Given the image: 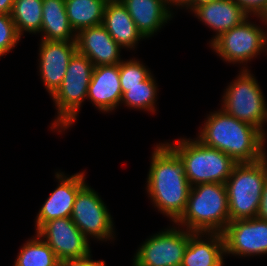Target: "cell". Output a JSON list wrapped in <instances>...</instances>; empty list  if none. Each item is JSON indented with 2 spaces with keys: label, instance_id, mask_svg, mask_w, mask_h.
Here are the masks:
<instances>
[{
  "label": "cell",
  "instance_id": "1",
  "mask_svg": "<svg viewBox=\"0 0 267 266\" xmlns=\"http://www.w3.org/2000/svg\"><path fill=\"white\" fill-rule=\"evenodd\" d=\"M147 178V192L152 202L175 223L186 208L191 185L184 164L167 144L156 145Z\"/></svg>",
  "mask_w": 267,
  "mask_h": 266
},
{
  "label": "cell",
  "instance_id": "2",
  "mask_svg": "<svg viewBox=\"0 0 267 266\" xmlns=\"http://www.w3.org/2000/svg\"><path fill=\"white\" fill-rule=\"evenodd\" d=\"M265 138L257 128L221 109L207 117L197 137L201 143L224 152L236 163L256 162L265 157Z\"/></svg>",
  "mask_w": 267,
  "mask_h": 266
},
{
  "label": "cell",
  "instance_id": "3",
  "mask_svg": "<svg viewBox=\"0 0 267 266\" xmlns=\"http://www.w3.org/2000/svg\"><path fill=\"white\" fill-rule=\"evenodd\" d=\"M229 222L226 185L205 183L191 186L185 211L175 223L192 232L222 233Z\"/></svg>",
  "mask_w": 267,
  "mask_h": 266
},
{
  "label": "cell",
  "instance_id": "4",
  "mask_svg": "<svg viewBox=\"0 0 267 266\" xmlns=\"http://www.w3.org/2000/svg\"><path fill=\"white\" fill-rule=\"evenodd\" d=\"M267 177V155L251 163H237L225 185L230 221L256 218Z\"/></svg>",
  "mask_w": 267,
  "mask_h": 266
},
{
  "label": "cell",
  "instance_id": "5",
  "mask_svg": "<svg viewBox=\"0 0 267 266\" xmlns=\"http://www.w3.org/2000/svg\"><path fill=\"white\" fill-rule=\"evenodd\" d=\"M167 144L184 164L185 174L191 186L205 183L225 184L237 164L224 152L204 145L197 138H180L175 144Z\"/></svg>",
  "mask_w": 267,
  "mask_h": 266
},
{
  "label": "cell",
  "instance_id": "6",
  "mask_svg": "<svg viewBox=\"0 0 267 266\" xmlns=\"http://www.w3.org/2000/svg\"><path fill=\"white\" fill-rule=\"evenodd\" d=\"M93 69L94 64L87 56L78 51L72 56L61 86L52 95L58 110L52 129L65 130L75 122L82 102L87 99Z\"/></svg>",
  "mask_w": 267,
  "mask_h": 266
},
{
  "label": "cell",
  "instance_id": "7",
  "mask_svg": "<svg viewBox=\"0 0 267 266\" xmlns=\"http://www.w3.org/2000/svg\"><path fill=\"white\" fill-rule=\"evenodd\" d=\"M223 98L221 109L225 113L257 128L266 137L262 127L267 122V104L257 80L248 69H242L237 79L226 88Z\"/></svg>",
  "mask_w": 267,
  "mask_h": 266
},
{
  "label": "cell",
  "instance_id": "8",
  "mask_svg": "<svg viewBox=\"0 0 267 266\" xmlns=\"http://www.w3.org/2000/svg\"><path fill=\"white\" fill-rule=\"evenodd\" d=\"M210 44L226 62L247 63L267 48V33L246 18L238 26L221 33Z\"/></svg>",
  "mask_w": 267,
  "mask_h": 266
},
{
  "label": "cell",
  "instance_id": "9",
  "mask_svg": "<svg viewBox=\"0 0 267 266\" xmlns=\"http://www.w3.org/2000/svg\"><path fill=\"white\" fill-rule=\"evenodd\" d=\"M192 233L176 227L151 236L137 250L133 266H181Z\"/></svg>",
  "mask_w": 267,
  "mask_h": 266
},
{
  "label": "cell",
  "instance_id": "10",
  "mask_svg": "<svg viewBox=\"0 0 267 266\" xmlns=\"http://www.w3.org/2000/svg\"><path fill=\"white\" fill-rule=\"evenodd\" d=\"M71 220L82 234L99 240L113 237V221L98 193L85 184L77 193Z\"/></svg>",
  "mask_w": 267,
  "mask_h": 266
},
{
  "label": "cell",
  "instance_id": "11",
  "mask_svg": "<svg viewBox=\"0 0 267 266\" xmlns=\"http://www.w3.org/2000/svg\"><path fill=\"white\" fill-rule=\"evenodd\" d=\"M36 234L44 239L59 260L79 259L90 255L89 240L71 217L49 220L36 231Z\"/></svg>",
  "mask_w": 267,
  "mask_h": 266
},
{
  "label": "cell",
  "instance_id": "12",
  "mask_svg": "<svg viewBox=\"0 0 267 266\" xmlns=\"http://www.w3.org/2000/svg\"><path fill=\"white\" fill-rule=\"evenodd\" d=\"M222 235L225 254H267V220L259 217L233 220L228 223Z\"/></svg>",
  "mask_w": 267,
  "mask_h": 266
},
{
  "label": "cell",
  "instance_id": "13",
  "mask_svg": "<svg viewBox=\"0 0 267 266\" xmlns=\"http://www.w3.org/2000/svg\"><path fill=\"white\" fill-rule=\"evenodd\" d=\"M40 75L45 88L52 96L61 86L67 66L77 52L76 41L41 40Z\"/></svg>",
  "mask_w": 267,
  "mask_h": 266
},
{
  "label": "cell",
  "instance_id": "14",
  "mask_svg": "<svg viewBox=\"0 0 267 266\" xmlns=\"http://www.w3.org/2000/svg\"><path fill=\"white\" fill-rule=\"evenodd\" d=\"M58 187L50 194L36 217V231L47 221L71 217L74 201L78 191L86 184L84 172L70 177L56 173Z\"/></svg>",
  "mask_w": 267,
  "mask_h": 266
},
{
  "label": "cell",
  "instance_id": "15",
  "mask_svg": "<svg viewBox=\"0 0 267 266\" xmlns=\"http://www.w3.org/2000/svg\"><path fill=\"white\" fill-rule=\"evenodd\" d=\"M77 51L87 56L94 67L101 65H117L122 48L101 24L81 29L76 34Z\"/></svg>",
  "mask_w": 267,
  "mask_h": 266
},
{
  "label": "cell",
  "instance_id": "16",
  "mask_svg": "<svg viewBox=\"0 0 267 266\" xmlns=\"http://www.w3.org/2000/svg\"><path fill=\"white\" fill-rule=\"evenodd\" d=\"M87 97L103 112L119 106L122 98L119 64L94 67Z\"/></svg>",
  "mask_w": 267,
  "mask_h": 266
},
{
  "label": "cell",
  "instance_id": "17",
  "mask_svg": "<svg viewBox=\"0 0 267 266\" xmlns=\"http://www.w3.org/2000/svg\"><path fill=\"white\" fill-rule=\"evenodd\" d=\"M193 12L216 32L211 42L221 33L238 26L249 17L235 0H216L197 6Z\"/></svg>",
  "mask_w": 267,
  "mask_h": 266
},
{
  "label": "cell",
  "instance_id": "18",
  "mask_svg": "<svg viewBox=\"0 0 267 266\" xmlns=\"http://www.w3.org/2000/svg\"><path fill=\"white\" fill-rule=\"evenodd\" d=\"M128 10L138 31L144 38L151 37L172 18L166 0H120Z\"/></svg>",
  "mask_w": 267,
  "mask_h": 266
},
{
  "label": "cell",
  "instance_id": "19",
  "mask_svg": "<svg viewBox=\"0 0 267 266\" xmlns=\"http://www.w3.org/2000/svg\"><path fill=\"white\" fill-rule=\"evenodd\" d=\"M209 235L202 240V235ZM225 255L222 233L193 232L189 236L181 266H222Z\"/></svg>",
  "mask_w": 267,
  "mask_h": 266
},
{
  "label": "cell",
  "instance_id": "20",
  "mask_svg": "<svg viewBox=\"0 0 267 266\" xmlns=\"http://www.w3.org/2000/svg\"><path fill=\"white\" fill-rule=\"evenodd\" d=\"M102 25L122 48H135L140 39H145L120 0L107 1Z\"/></svg>",
  "mask_w": 267,
  "mask_h": 266
},
{
  "label": "cell",
  "instance_id": "21",
  "mask_svg": "<svg viewBox=\"0 0 267 266\" xmlns=\"http://www.w3.org/2000/svg\"><path fill=\"white\" fill-rule=\"evenodd\" d=\"M41 32L42 40L76 41V33L68 21L65 0H43Z\"/></svg>",
  "mask_w": 267,
  "mask_h": 266
},
{
  "label": "cell",
  "instance_id": "22",
  "mask_svg": "<svg viewBox=\"0 0 267 266\" xmlns=\"http://www.w3.org/2000/svg\"><path fill=\"white\" fill-rule=\"evenodd\" d=\"M107 0H65L69 24L75 33L103 23Z\"/></svg>",
  "mask_w": 267,
  "mask_h": 266
},
{
  "label": "cell",
  "instance_id": "23",
  "mask_svg": "<svg viewBox=\"0 0 267 266\" xmlns=\"http://www.w3.org/2000/svg\"><path fill=\"white\" fill-rule=\"evenodd\" d=\"M42 5L43 0H14L10 15L20 37L23 31L41 32Z\"/></svg>",
  "mask_w": 267,
  "mask_h": 266
},
{
  "label": "cell",
  "instance_id": "24",
  "mask_svg": "<svg viewBox=\"0 0 267 266\" xmlns=\"http://www.w3.org/2000/svg\"><path fill=\"white\" fill-rule=\"evenodd\" d=\"M35 237L22 246L14 266H58L54 251L38 234Z\"/></svg>",
  "mask_w": 267,
  "mask_h": 266
},
{
  "label": "cell",
  "instance_id": "25",
  "mask_svg": "<svg viewBox=\"0 0 267 266\" xmlns=\"http://www.w3.org/2000/svg\"><path fill=\"white\" fill-rule=\"evenodd\" d=\"M121 103L136 108L146 109L151 112L155 111V100L157 96V85L152 74L140 85L134 87H121Z\"/></svg>",
  "mask_w": 267,
  "mask_h": 266
},
{
  "label": "cell",
  "instance_id": "26",
  "mask_svg": "<svg viewBox=\"0 0 267 266\" xmlns=\"http://www.w3.org/2000/svg\"><path fill=\"white\" fill-rule=\"evenodd\" d=\"M121 87H134L146 80L151 72L137 60L121 61L119 63Z\"/></svg>",
  "mask_w": 267,
  "mask_h": 266
},
{
  "label": "cell",
  "instance_id": "27",
  "mask_svg": "<svg viewBox=\"0 0 267 266\" xmlns=\"http://www.w3.org/2000/svg\"><path fill=\"white\" fill-rule=\"evenodd\" d=\"M15 24L10 14H0V57L10 52L19 42Z\"/></svg>",
  "mask_w": 267,
  "mask_h": 266
},
{
  "label": "cell",
  "instance_id": "28",
  "mask_svg": "<svg viewBox=\"0 0 267 266\" xmlns=\"http://www.w3.org/2000/svg\"><path fill=\"white\" fill-rule=\"evenodd\" d=\"M243 10L249 15H256L265 25L267 21H265V11L267 10V0H235ZM252 13V14H251Z\"/></svg>",
  "mask_w": 267,
  "mask_h": 266
},
{
  "label": "cell",
  "instance_id": "29",
  "mask_svg": "<svg viewBox=\"0 0 267 266\" xmlns=\"http://www.w3.org/2000/svg\"><path fill=\"white\" fill-rule=\"evenodd\" d=\"M94 262L89 255L79 259L59 260L58 266H91Z\"/></svg>",
  "mask_w": 267,
  "mask_h": 266
},
{
  "label": "cell",
  "instance_id": "30",
  "mask_svg": "<svg viewBox=\"0 0 267 266\" xmlns=\"http://www.w3.org/2000/svg\"><path fill=\"white\" fill-rule=\"evenodd\" d=\"M257 217L267 220V177L265 180L263 194L261 198V205H260V209H259V213Z\"/></svg>",
  "mask_w": 267,
  "mask_h": 266
},
{
  "label": "cell",
  "instance_id": "31",
  "mask_svg": "<svg viewBox=\"0 0 267 266\" xmlns=\"http://www.w3.org/2000/svg\"><path fill=\"white\" fill-rule=\"evenodd\" d=\"M14 0H0V14H11Z\"/></svg>",
  "mask_w": 267,
  "mask_h": 266
},
{
  "label": "cell",
  "instance_id": "32",
  "mask_svg": "<svg viewBox=\"0 0 267 266\" xmlns=\"http://www.w3.org/2000/svg\"><path fill=\"white\" fill-rule=\"evenodd\" d=\"M216 0H192L187 6L186 8L191 9V11H193L197 6L206 4V3H210Z\"/></svg>",
  "mask_w": 267,
  "mask_h": 266
},
{
  "label": "cell",
  "instance_id": "33",
  "mask_svg": "<svg viewBox=\"0 0 267 266\" xmlns=\"http://www.w3.org/2000/svg\"><path fill=\"white\" fill-rule=\"evenodd\" d=\"M166 1L170 4V6H172V5H173V6L175 5V6H177V7H178V6H179V7L181 6V0H166Z\"/></svg>",
  "mask_w": 267,
  "mask_h": 266
},
{
  "label": "cell",
  "instance_id": "34",
  "mask_svg": "<svg viewBox=\"0 0 267 266\" xmlns=\"http://www.w3.org/2000/svg\"><path fill=\"white\" fill-rule=\"evenodd\" d=\"M91 266H106L105 261H95Z\"/></svg>",
  "mask_w": 267,
  "mask_h": 266
},
{
  "label": "cell",
  "instance_id": "35",
  "mask_svg": "<svg viewBox=\"0 0 267 266\" xmlns=\"http://www.w3.org/2000/svg\"><path fill=\"white\" fill-rule=\"evenodd\" d=\"M192 0H181V6L185 7L187 6Z\"/></svg>",
  "mask_w": 267,
  "mask_h": 266
},
{
  "label": "cell",
  "instance_id": "36",
  "mask_svg": "<svg viewBox=\"0 0 267 266\" xmlns=\"http://www.w3.org/2000/svg\"><path fill=\"white\" fill-rule=\"evenodd\" d=\"M265 21H267V10L265 11Z\"/></svg>",
  "mask_w": 267,
  "mask_h": 266
}]
</instances>
